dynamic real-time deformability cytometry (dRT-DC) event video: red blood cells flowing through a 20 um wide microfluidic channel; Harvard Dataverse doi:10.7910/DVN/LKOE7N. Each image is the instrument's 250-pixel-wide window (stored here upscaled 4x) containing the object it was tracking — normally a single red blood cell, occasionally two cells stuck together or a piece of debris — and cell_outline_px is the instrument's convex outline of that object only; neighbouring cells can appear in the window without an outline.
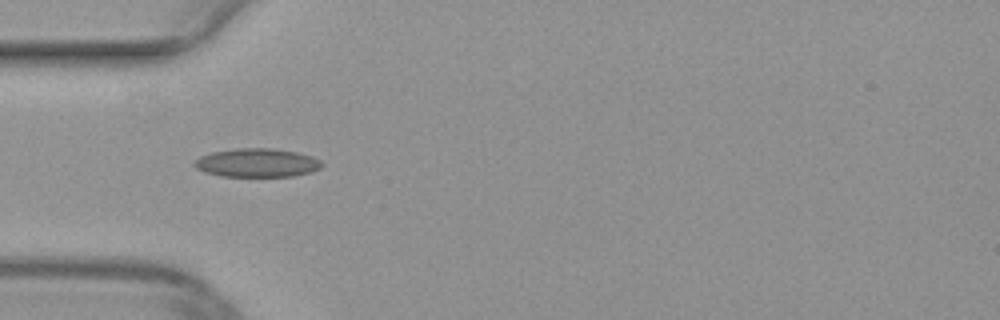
{"species": "common noctule bat (a hibernating species)", "species_latin": "Nyctalus noctula", "temperature_condition": "warm", "stored_images_in_passage": 33, "camera_frame_rate_fps": 3000, "um_per_image_px": 0.085, "animal": {"sex": "female", "body_mass_g": 29.2, "forearm_length_mm": 56.3}, "frame": {"image": 1, "passage_image": 1, "time_ms": 0.0, "image_size_px": [1000, 320], "cell_outline_px": [[324, 164], [320, 168], [312, 172], [292, 176], [220, 176], [204, 172], [196, 168], [192, 164], [200, 156], [212, 152], [236, 148], [276, 148], [296, 152], [312, 156], [320, 160]], "centroid_in_image_um": [21.85, 13.83], "position_along_channel_um": 63.1, "area_um2": 21.39}}
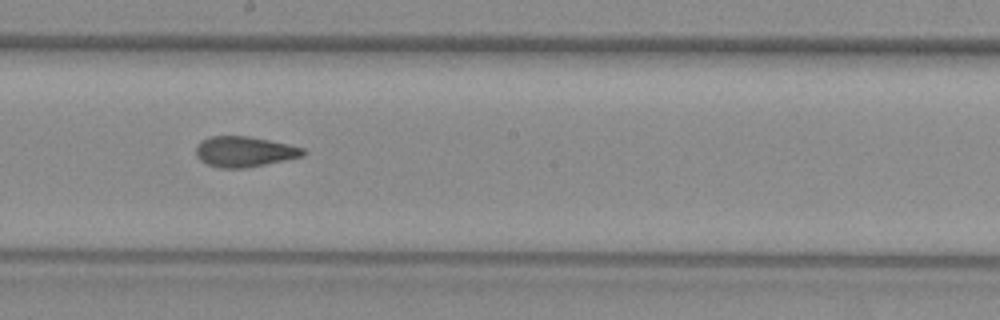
{"frame": {"image": 2, "passage_image": 13, "time_ms": 4.0, "image_size_px": [1000, 320], "cell_outline_px": [[308, 152], [304, 156], [244, 168], [220, 168], [208, 164], [200, 160], [196, 156], [196, 148], [200, 140], [212, 136], [248, 136], [288, 144], [304, 148]], "centroid_in_image_um": [20.77, 12.88], "position_along_channel_um": 227.4, "area_um2": 18.96}}
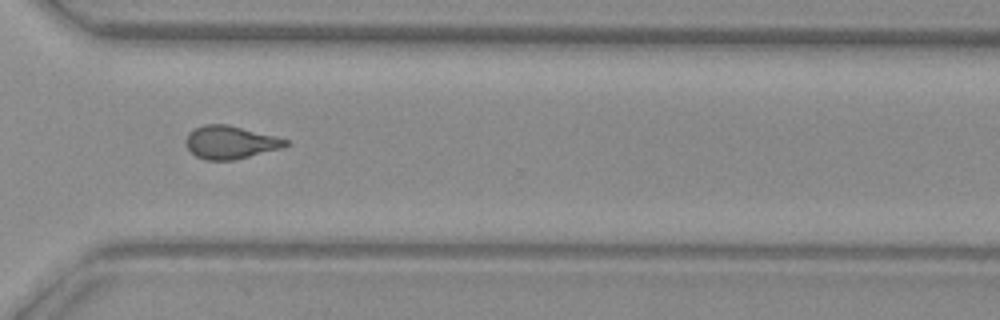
{"frame": {"image": 3, "passage_image": 22, "time_ms": 7.0, "image_size_px": [1000, 320], "cell_outline_px": [[288, 144], [284, 148], [232, 160], [204, 160], [196, 156], [184, 144], [184, 140], [188, 132], [204, 124], [228, 124], [276, 136], [288, 140]], "centroid_in_image_um": [19.56, 12.09], "position_along_channel_um": 351.0, "area_um2": 19.31}}